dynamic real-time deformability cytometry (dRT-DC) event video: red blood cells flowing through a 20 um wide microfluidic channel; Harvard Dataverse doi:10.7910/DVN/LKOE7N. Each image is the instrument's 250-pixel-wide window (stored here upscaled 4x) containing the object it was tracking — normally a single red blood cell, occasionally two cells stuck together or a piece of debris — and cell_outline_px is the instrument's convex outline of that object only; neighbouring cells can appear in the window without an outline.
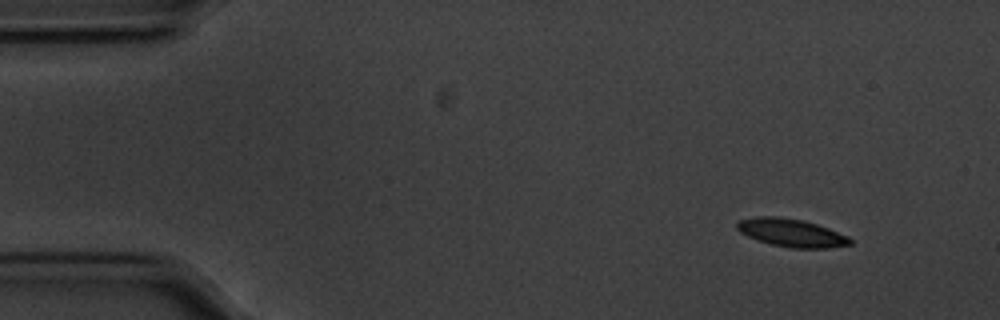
{"species": "common noctule bat (a hibernating species)", "species_latin": "Nyctalus noctula", "temperature_condition": "cold", "stored_images_in_passage": 52, "camera_frame_rate_fps": 3000, "um_per_image_px": 0.085, "animal": {"sex": "male", "body_mass_g": 20.1, "forearm_length_mm": 53.5}, "frame": {"image": 1, "passage_image": 1, "time_ms": 0.0, "image_size_px": [1000, 320], "cell_outline_px": [[852, 244], [828, 248], [792, 248], [772, 244], [756, 240], [740, 232], [736, 228], [736, 224], [740, 220], [756, 216], [776, 216], [804, 220], [828, 228], [848, 236], [852, 240]], "centroid_in_image_um": [67.26, 19.78], "position_along_channel_um": 17.7, "area_um2": 18.44}}
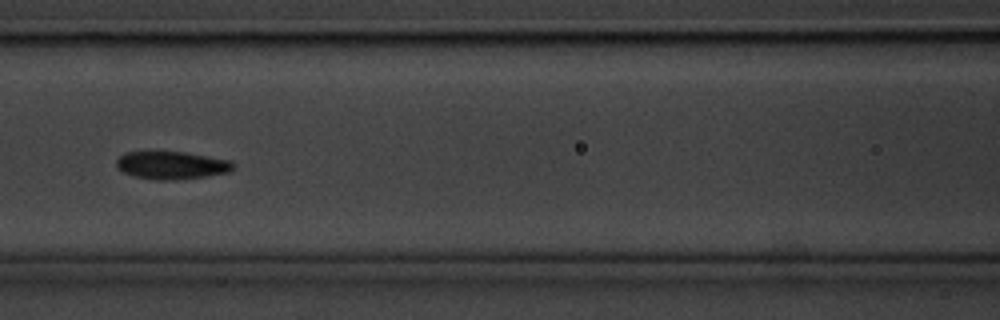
{"frame": {"image": 2, "passage_image": 20, "time_ms": 6.333, "image_size_px": [1000, 320], "cell_outline_px": [[236, 164], [228, 172], [204, 176], [176, 180], [156, 180], [136, 176], [124, 172], [116, 168], [116, 160], [124, 152], [184, 152], [232, 160]], "centroid_in_image_um": [14.59, 14.04], "position_along_channel_um": 152.0, "area_um2": 18.84}}
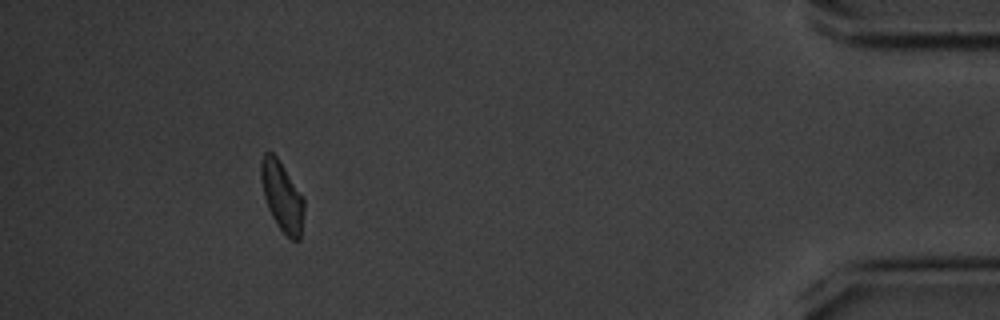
{"frame": {"image": 3, "passage_image": 47, "time_ms": 15.333, "image_size_px": [1000, 320], "cell_outline_px": [[304, 212], [300, 240], [292, 240], [280, 228], [272, 216], [268, 208], [264, 196], [260, 176], [260, 160], [264, 152], [272, 152], [276, 156], [304, 200]], "centroid_in_image_um": [23.95, 16.69], "position_along_channel_um": 411.2, "area_um2": 17.11}, "authors_computed_cell_mechanics": {"area_um2": 18.3226, "velocity_mm_per_s": 3.5375, "shape_relaxation_time_tau1_ms": 2.4076, "shape_relaxation_time_tau2_ms": 3.1378, "deformation_change_tau1": 0.1027, "deformation_change_tau2": 0.0845}}